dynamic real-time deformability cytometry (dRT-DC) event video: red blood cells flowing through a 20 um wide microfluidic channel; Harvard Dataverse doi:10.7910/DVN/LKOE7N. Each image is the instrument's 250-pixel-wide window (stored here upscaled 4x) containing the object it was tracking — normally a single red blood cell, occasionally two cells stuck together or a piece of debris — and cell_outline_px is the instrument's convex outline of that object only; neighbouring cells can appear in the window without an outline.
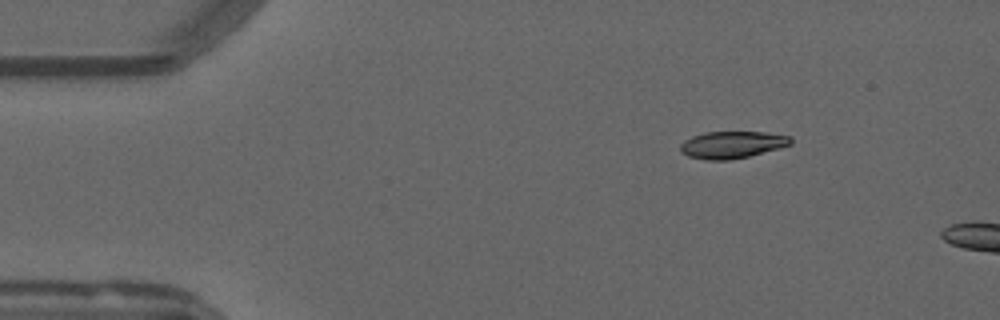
{"species": "common noctule bat (a hibernating species)", "species_latin": "Nyctalus noctula", "temperature_condition": "warm", "stored_images_in_passage": 7, "camera_frame_rate_fps": 3000, "um_per_image_px": 0.085, "animal": {"sex": "male", "forearm_length_mm": 52.5}, "frame": {"image": 1, "passage_image": 1, "time_ms": 0.0, "image_size_px": [1000, 320], "cell_outline_px": [[792, 144], [780, 148], [748, 156], [728, 160], [708, 160], [688, 156], [680, 152], [680, 144], [684, 140], [692, 136], [704, 132], [764, 132], [792, 136]], "centroid_in_image_um": [62.23, 12.29], "position_along_channel_um": 22.8, "area_um2": 17.46}}